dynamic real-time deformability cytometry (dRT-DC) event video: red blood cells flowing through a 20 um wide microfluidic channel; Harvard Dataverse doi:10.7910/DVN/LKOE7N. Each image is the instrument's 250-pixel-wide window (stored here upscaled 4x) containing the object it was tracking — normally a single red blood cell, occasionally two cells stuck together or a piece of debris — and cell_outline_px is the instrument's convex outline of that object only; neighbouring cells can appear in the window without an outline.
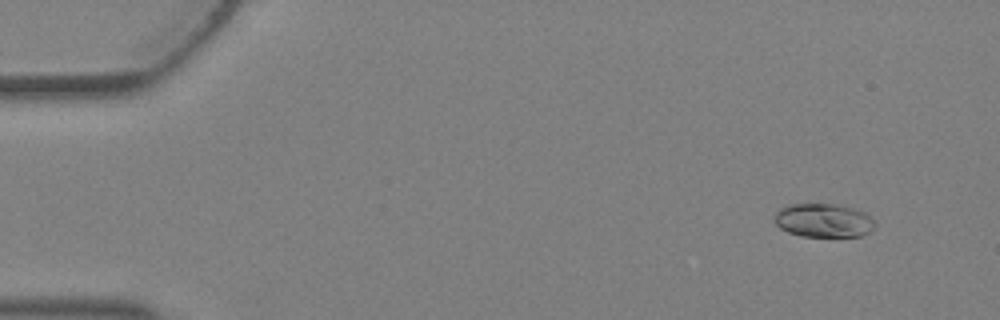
{"species": "Egyptian fruit bat (a non-hibernating species)", "species_latin": "Rousettus aegyptiacus", "temperature_condition": "warm", "stored_images_in_passage": 3, "camera_frame_rate_fps": 3000, "um_per_image_px": 0.085, "animal": {"sex": "female"}, "frame": {"image": 1, "passage_image": 1, "time_ms": 0.0, "image_size_px": [1000, 320], "cell_outline_px": [[876, 224], [872, 232], [860, 236], [800, 236], [788, 232], [780, 228], [772, 220], [776, 212], [780, 208], [788, 204], [836, 204], [852, 208], [864, 212]], "centroid_in_image_um": [69.97, 18.74], "position_along_channel_um": 15.0, "area_um2": 19.83}}